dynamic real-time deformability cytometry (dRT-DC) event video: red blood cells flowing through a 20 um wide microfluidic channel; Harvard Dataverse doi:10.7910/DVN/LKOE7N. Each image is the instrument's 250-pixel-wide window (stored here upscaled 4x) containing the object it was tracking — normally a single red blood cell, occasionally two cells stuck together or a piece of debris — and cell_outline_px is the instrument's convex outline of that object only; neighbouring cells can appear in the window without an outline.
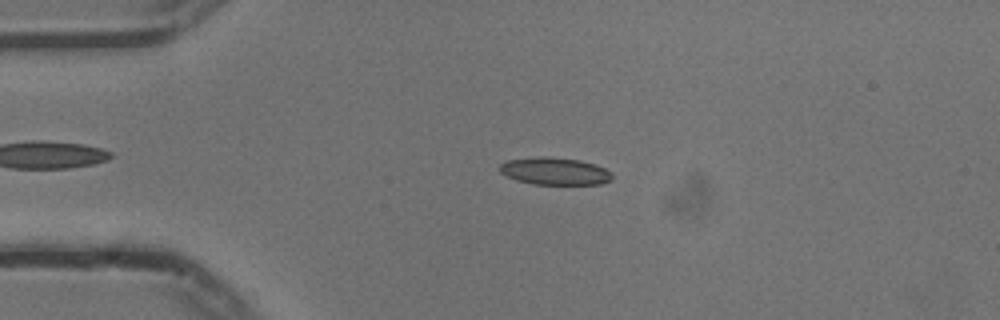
{"species": "common noctule bat (a hibernating species)", "species_latin": "Nyctalus noctula", "temperature_condition": "cold", "stored_images_in_passage": 51, "camera_frame_rate_fps": 3000, "um_per_image_px": 0.085, "animal": {"sex": "male", "body_mass_g": 13.3}, "frame": {"image": 1, "passage_image": 9, "time_ms": 2.667, "image_size_px": [1000, 320], "cell_outline_px": [[612, 180], [600, 184], [536, 184], [516, 180], [500, 172], [500, 164], [508, 160], [536, 156], [548, 156], [580, 160], [596, 164], [612, 172]], "centroid_in_image_um": [47.18, 14.54], "position_along_channel_um": 37.8, "area_um2": 17.98}}
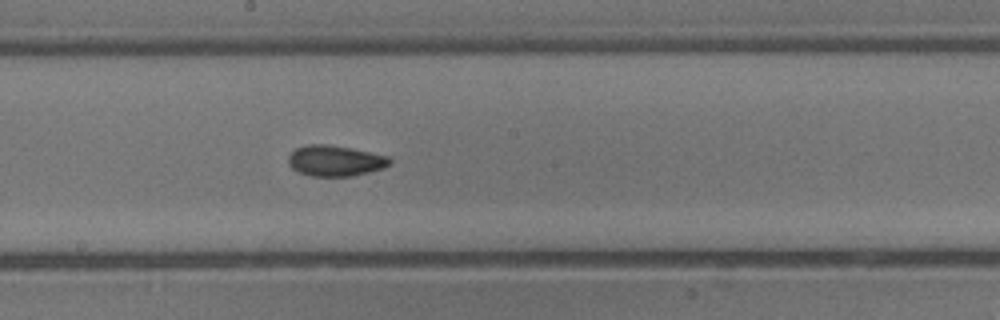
{"frame": {"image": 2, "passage_image": 26, "time_ms": 8.333, "image_size_px": [1000, 320], "cell_outline_px": [[392, 164], [384, 168], [352, 176], [312, 176], [296, 172], [288, 164], [288, 156], [296, 148], [308, 144], [328, 144], [352, 148], [388, 156], [392, 160]], "centroid_in_image_um": [28.49, 13.66], "position_along_channel_um": 219.7, "area_um2": 18.38}}
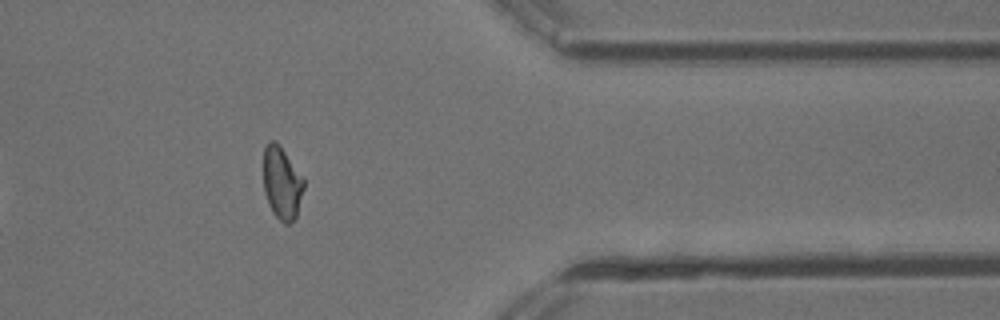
{"frame": {"image": 3, "passage_image": 41, "time_ms": 13.333, "image_size_px": [1000, 320], "cell_outline_px": [[304, 188], [296, 216], [288, 224], [284, 224], [272, 212], [268, 204], [264, 192], [264, 148], [268, 140], [276, 140], [280, 144], [304, 176]], "centroid_in_image_um": [23.97, 15.5], "position_along_channel_um": 387.4, "area_um2": 17.4}, "authors_computed_cell_mechanics": {"area_um2": 17.6868, "velocity_mm_per_s": 3.752, "shape_relaxation_time_tau1_ms": 4.9091, "shape_relaxation_time_tau2_ms": 2.2741, "deformation_change_tau1": 0.1387, "deformation_change_tau2": 0.0839}}